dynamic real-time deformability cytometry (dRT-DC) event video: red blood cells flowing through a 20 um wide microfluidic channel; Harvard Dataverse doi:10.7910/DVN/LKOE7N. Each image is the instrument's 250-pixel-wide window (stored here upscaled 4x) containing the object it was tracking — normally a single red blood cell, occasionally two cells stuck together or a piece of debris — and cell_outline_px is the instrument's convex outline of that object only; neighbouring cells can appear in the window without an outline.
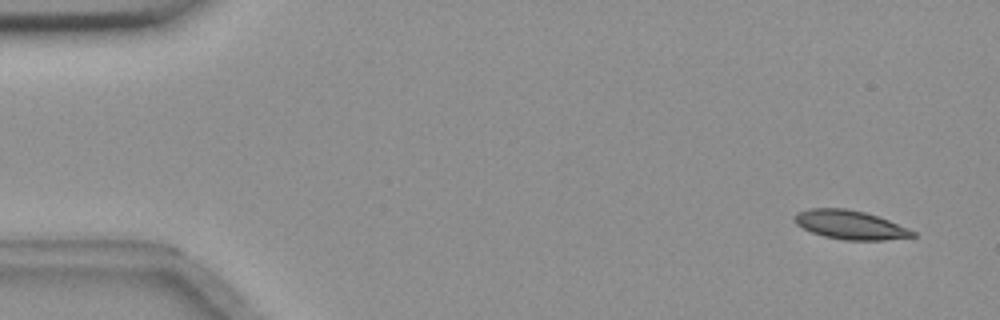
{"species": "common noctule bat (a hibernating species)", "species_latin": "Nyctalus noctula", "temperature_condition": "room temperature", "stored_images_in_passage": 2, "camera_frame_rate_fps": 3000, "um_per_image_px": 0.085, "animal": {"sex": "female", "body_mass_g": 18.4}, "frame": {"image": 1, "passage_image": 1, "time_ms": 0.0, "image_size_px": [1000, 320], "cell_outline_px": [[916, 236], [884, 240], [844, 240], [824, 236], [812, 232], [796, 224], [792, 220], [792, 216], [796, 212], [808, 208], [844, 208], [864, 212], [888, 220], [908, 228], [916, 232]], "centroid_in_image_um": [72.21, 19.1], "position_along_channel_um": 12.8, "area_um2": 19.88}}